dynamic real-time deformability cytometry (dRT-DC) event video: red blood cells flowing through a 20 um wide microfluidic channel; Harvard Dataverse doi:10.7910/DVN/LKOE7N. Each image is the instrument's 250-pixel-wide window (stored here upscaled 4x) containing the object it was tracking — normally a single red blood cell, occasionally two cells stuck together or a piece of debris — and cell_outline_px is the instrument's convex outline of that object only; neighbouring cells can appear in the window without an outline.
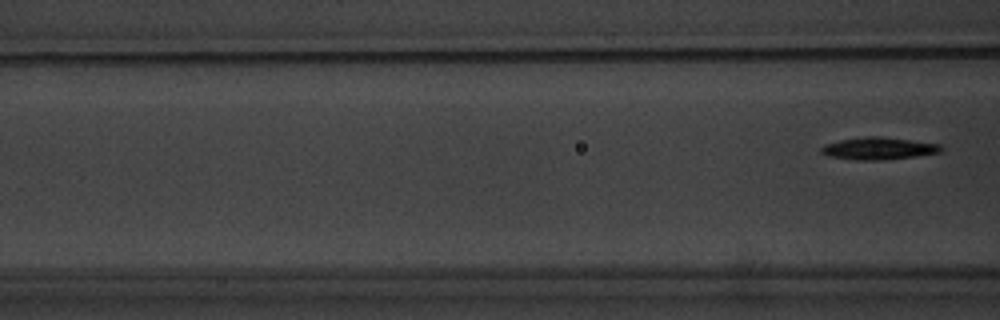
{"species": "common noctule bat (a hibernating species)", "species_latin": "Nyctalus noctula", "temperature_condition": "warm", "stored_images_in_passage": 8, "camera_frame_rate_fps": 3000, "um_per_image_px": 0.085, "animal": {"sex": "male", "body_mass_g": 20.1, "forearm_length_mm": 53.5}, "frame": {"image": 1, "passage_image": 8, "time_ms": 9.333, "image_size_px": [1000, 320], "cell_outline_px": [[944, 148], [940, 152], [916, 156], [880, 160], [856, 160], [828, 156], [820, 152], [820, 148], [824, 144], [840, 140], [868, 136], [876, 136], [940, 144]], "centroid_in_image_um": [74.64, 12.62], "position_along_channel_um": 92.0, "area_um2": 15.37}}